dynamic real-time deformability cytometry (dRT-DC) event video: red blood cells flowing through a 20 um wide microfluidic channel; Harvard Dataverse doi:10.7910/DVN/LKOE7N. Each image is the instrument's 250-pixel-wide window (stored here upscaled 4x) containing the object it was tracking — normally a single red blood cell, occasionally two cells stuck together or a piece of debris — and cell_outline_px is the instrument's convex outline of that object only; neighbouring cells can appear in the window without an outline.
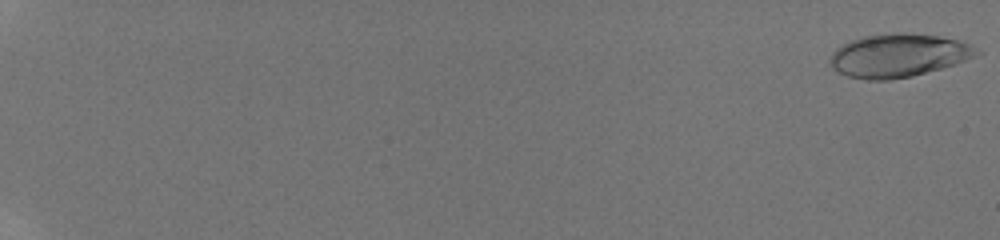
{"species": "human", "species_latin": "Homo sapiens", "temperature_condition": "room temperature", "stored_images_in_passage": 8, "camera_frame_rate_fps": 3000, "um_per_image_px": 0.085, "donor": {"sex": "male"}, "frame": {"image": 1, "passage_image": 1, "time_ms": 0.0, "image_size_px": [1000, 240], "cell_outline_px": [[984, 52], [956, 64], [912, 76], [888, 80], [868, 80], [848, 76], [832, 68], [828, 60], [832, 52], [836, 48], [852, 40], [864, 36], [892, 32], [904, 32], [940, 36], [972, 44]], "centroid_in_image_um": [76.38, 4.7], "position_along_channel_um": 8.6, "area_um2": 37.17}}
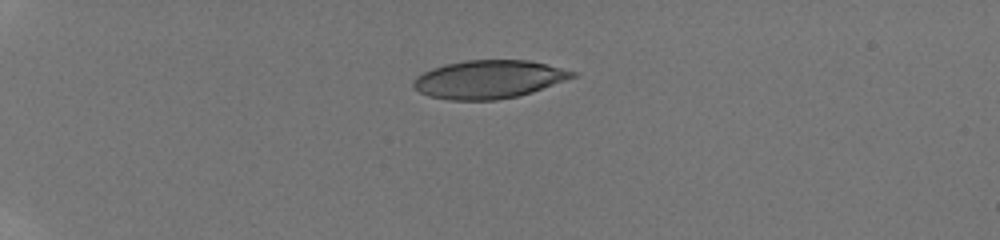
{"frame": {"image": 2, "passage_image": 6, "time_ms": 5.333, "image_size_px": [1000, 240], "cell_outline_px": [[576, 76], [532, 92], [516, 96], [496, 100], [452, 100], [428, 96], [420, 92], [412, 84], [412, 80], [416, 76], [432, 68], [444, 64], [464, 60], [528, 60], [576, 72]], "centroid_in_image_um": [41.49, 6.74], "position_along_channel_um": 43.5, "area_um2": 35.14}}
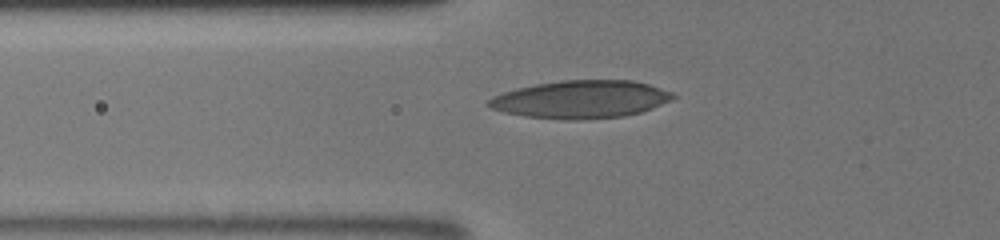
{"frame": {"image": 3, "passage_image": 8, "time_ms": 7.667, "image_size_px": [1000, 240], "cell_outline_px": [[676, 96], [672, 100], [652, 108], [640, 112], [624, 116], [580, 120], [568, 120], [524, 116], [504, 112], [492, 108], [484, 104], [492, 96], [516, 88], [536, 84], [560, 80], [632, 80], [648, 84], [672, 92]], "centroid_in_image_um": [49.36, 8.44], "position_along_channel_um": 76.4, "area_um2": 40.69}}